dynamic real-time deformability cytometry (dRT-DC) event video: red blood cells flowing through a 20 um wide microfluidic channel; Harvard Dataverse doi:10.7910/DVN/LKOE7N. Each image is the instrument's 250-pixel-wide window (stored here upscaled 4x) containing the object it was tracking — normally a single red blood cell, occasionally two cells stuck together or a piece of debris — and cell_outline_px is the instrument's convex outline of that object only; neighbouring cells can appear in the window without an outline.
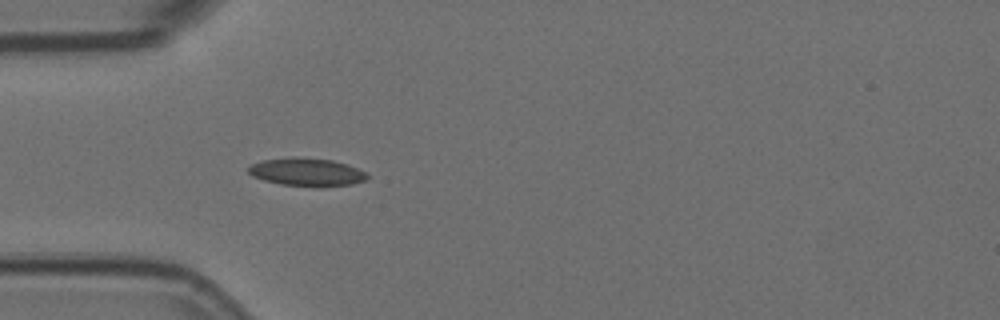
{"species": "Egyptian fruit bat (a non-hibernating species)", "species_latin": "Rousettus aegyptiacus", "temperature_condition": "room temperature", "stored_images_in_passage": 1, "camera_frame_rate_fps": 3000, "um_per_image_px": 0.085, "animal": {"sex": "female"}, "frame": {"image": 1, "passage_image": 1, "time_ms": 0.0, "image_size_px": [1000, 320], "cell_outline_px": [[368, 176], [364, 180], [352, 184], [320, 188], [316, 188], [280, 184], [264, 180], [252, 176], [248, 172], [248, 168], [252, 164], [264, 160], [292, 156], [296, 156], [332, 160], [348, 164], [368, 172]], "centroid_in_image_um": [26.1, 14.63], "position_along_channel_um": 58.9, "area_um2": 19.83}}